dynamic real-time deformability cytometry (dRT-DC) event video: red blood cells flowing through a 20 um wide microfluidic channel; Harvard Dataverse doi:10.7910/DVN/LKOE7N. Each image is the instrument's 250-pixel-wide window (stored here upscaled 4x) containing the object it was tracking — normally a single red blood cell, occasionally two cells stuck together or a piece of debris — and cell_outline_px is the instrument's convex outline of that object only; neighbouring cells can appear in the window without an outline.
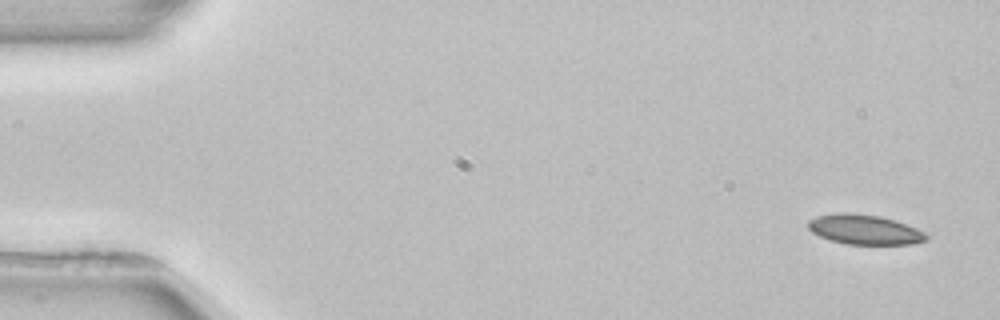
{"species": "common noctule bat (a hibernating species)", "species_latin": "Nyctalus noctula", "temperature_condition": "room temperature", "stored_images_in_passage": 5, "camera_frame_rate_fps": 3000, "um_per_image_px": 0.085, "animal": {"sex": "female", "body_mass_g": 22.7, "forearm_length_mm": 54.2}, "frame": {"image": 1, "passage_image": 1, "time_ms": 0.0, "image_size_px": [1000, 320], "cell_outline_px": [[928, 240], [912, 244], [848, 244], [832, 240], [820, 236], [812, 232], [808, 228], [808, 220], [816, 216], [840, 212], [848, 212], [880, 216], [896, 220], [916, 228], [924, 232], [928, 236]], "centroid_in_image_um": [73.49, 19.5], "position_along_channel_um": 11.5, "area_um2": 20.52}}
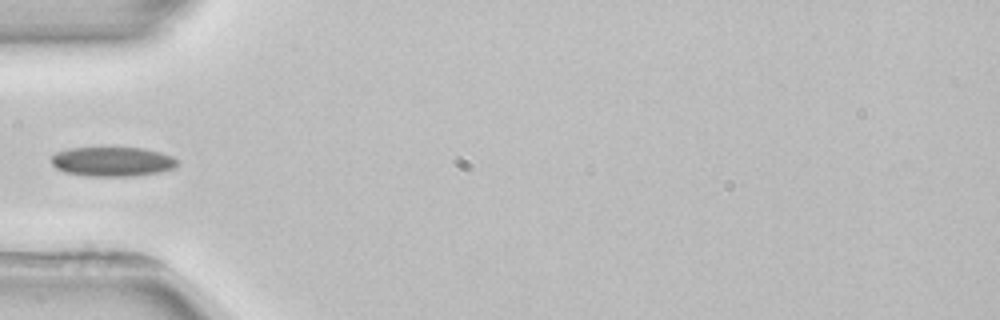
{"frame": {"image": 2, "passage_image": 5, "time_ms": 5.0, "image_size_px": [1000, 320], "cell_outline_px": [[176, 168], [160, 172], [132, 176], [88, 176], [64, 172], [56, 168], [52, 164], [52, 156], [56, 152], [68, 148], [144, 148], [160, 152], [172, 156], [176, 160]], "centroid_in_image_um": [9.55, 13.74], "position_along_channel_um": 75.5, "area_um2": 21.62}}